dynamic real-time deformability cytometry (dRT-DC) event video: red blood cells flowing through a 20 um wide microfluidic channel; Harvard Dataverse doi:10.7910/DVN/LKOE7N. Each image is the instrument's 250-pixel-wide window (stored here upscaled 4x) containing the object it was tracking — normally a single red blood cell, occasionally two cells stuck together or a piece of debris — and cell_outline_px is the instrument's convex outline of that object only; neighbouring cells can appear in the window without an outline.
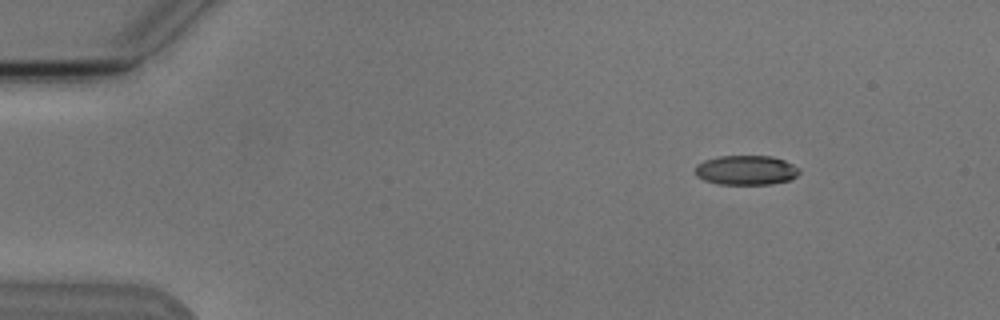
{"species": "Egyptian fruit bat (a non-hibernating species)", "species_latin": "Rousettus aegyptiacus", "temperature_condition": "cold", "stored_images_in_passage": 4, "camera_frame_rate_fps": 3000, "um_per_image_px": 0.085, "animal": {"sex": "male"}, "frame": {"image": 1, "passage_image": 2, "time_ms": 1.333, "image_size_px": [1000, 320], "cell_outline_px": [[800, 172], [796, 176], [788, 180], [768, 184], [720, 184], [704, 180], [696, 176], [692, 172], [696, 164], [704, 160], [716, 156], [772, 156], [784, 160], [800, 168]], "centroid_in_image_um": [63.36, 14.45], "position_along_channel_um": 21.6, "area_um2": 18.09}}
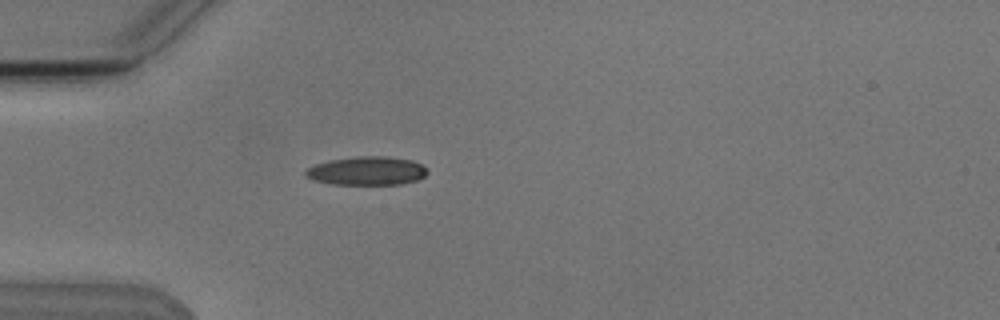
{"frame": {"image": 2, "passage_image": 4, "time_ms": 4.333, "image_size_px": [1000, 320], "cell_outline_px": [[428, 172], [424, 176], [416, 180], [400, 184], [332, 184], [316, 180], [308, 176], [304, 172], [308, 168], [316, 164], [328, 160], [360, 156], [384, 156], [412, 160], [420, 164]], "centroid_in_image_um": [31.19, 14.51], "position_along_channel_um": 53.8, "area_um2": 19.94}}